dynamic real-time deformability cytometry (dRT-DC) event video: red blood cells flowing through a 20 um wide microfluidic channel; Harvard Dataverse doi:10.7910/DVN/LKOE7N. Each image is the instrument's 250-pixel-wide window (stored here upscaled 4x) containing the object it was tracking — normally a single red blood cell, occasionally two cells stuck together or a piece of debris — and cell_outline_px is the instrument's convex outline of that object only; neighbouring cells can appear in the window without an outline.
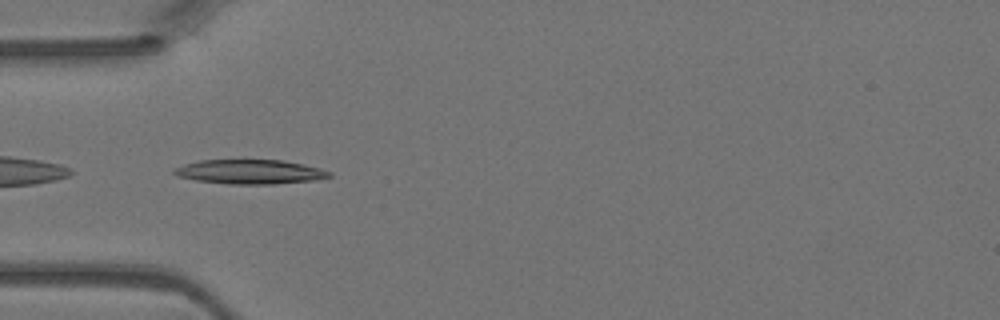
{"species": "Egyptian fruit bat (a non-hibernating species)", "species_latin": "Rousettus aegyptiacus", "temperature_condition": "warm", "stored_images_in_passage": 35, "camera_frame_rate_fps": 3000, "um_per_image_px": 0.085, "animal": {"sex": "female"}, "frame": {"image": 1, "passage_image": 3, "time_ms": 0.667, "image_size_px": [1000, 320], "cell_outline_px": [[332, 176], [312, 180], [272, 184], [228, 184], [196, 180], [176, 176], [172, 172], [172, 168], [184, 164], [200, 160], [284, 160], [304, 164], [320, 168], [332, 172]], "centroid_in_image_um": [21.21, 14.6], "position_along_channel_um": 63.8, "area_um2": 22.08}}
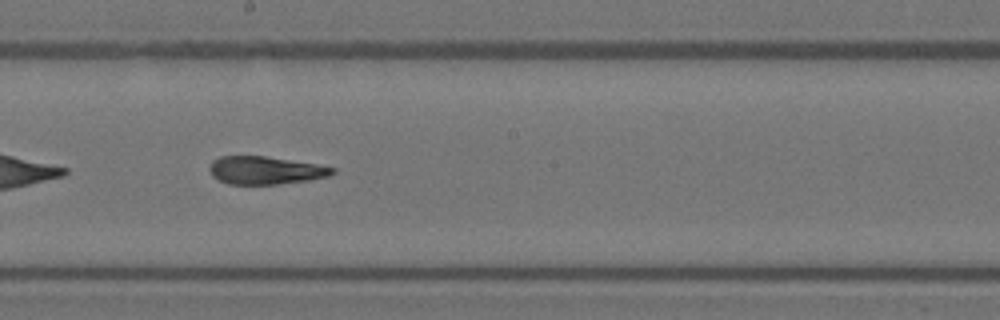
{"frame": {"image": 2, "passage_image": 14, "time_ms": 4.333, "image_size_px": [1000, 320], "cell_outline_px": [[336, 172], [328, 176], [308, 180], [276, 184], [228, 184], [212, 176], [208, 168], [212, 160], [220, 156], [264, 156], [316, 164], [336, 168]], "centroid_in_image_um": [22.53, 14.47], "position_along_channel_um": 225.7, "area_um2": 19.88}}
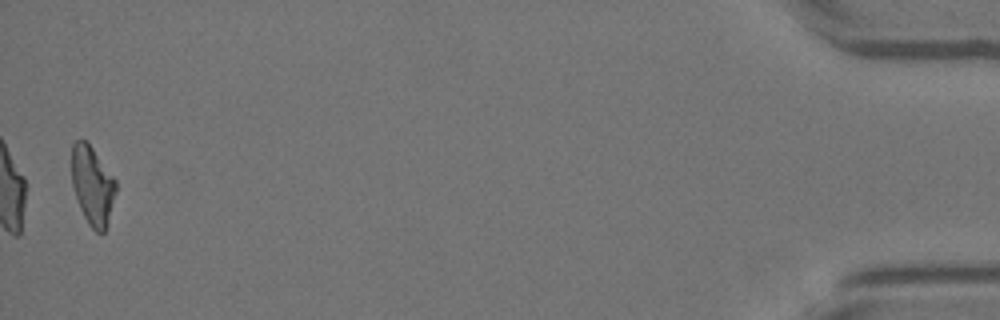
{"frame": {"image": 3, "passage_image": 34, "time_ms": 11.0, "image_size_px": [1000, 320], "cell_outline_px": [[116, 192], [104, 232], [96, 232], [88, 224], [80, 208], [72, 184], [72, 144], [76, 140], [84, 140], [92, 148], [116, 180]], "centroid_in_image_um": [7.85, 15.76], "position_along_channel_um": 427.3, "area_um2": 19.83}}